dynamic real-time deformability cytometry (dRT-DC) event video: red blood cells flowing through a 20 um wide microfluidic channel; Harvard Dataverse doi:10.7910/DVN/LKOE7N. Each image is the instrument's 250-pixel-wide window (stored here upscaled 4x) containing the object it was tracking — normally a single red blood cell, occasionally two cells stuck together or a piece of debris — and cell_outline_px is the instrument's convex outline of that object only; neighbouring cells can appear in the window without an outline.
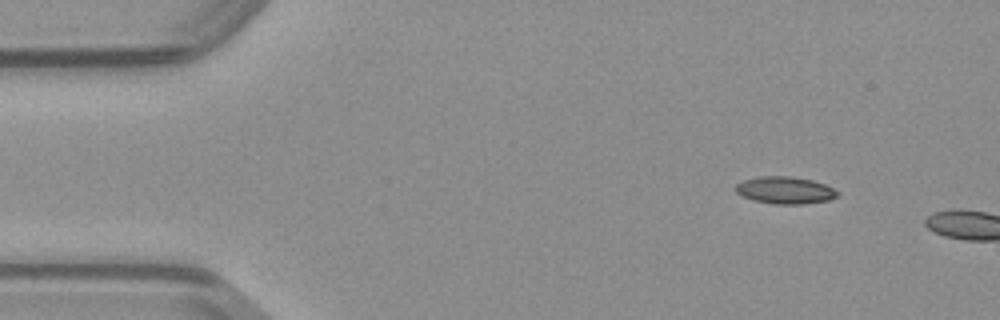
{"species": "common noctule bat (a hibernating species)", "species_latin": "Nyctalus noctula", "temperature_condition": "warm", "stored_images_in_passage": 3, "camera_frame_rate_fps": 3000, "um_per_image_px": 0.085, "animal": {"sex": "male", "body_mass_g": 23.1, "forearm_length_mm": 52.7}, "frame": {"image": 1, "passage_image": 1, "time_ms": 0.0, "image_size_px": [1000, 320], "cell_outline_px": [[840, 196], [828, 200], [804, 204], [776, 204], [752, 200], [736, 192], [736, 184], [744, 180], [760, 176], [792, 176], [812, 180], [824, 184], [840, 192]], "centroid_in_image_um": [66.76, 16.17], "position_along_channel_um": 18.2, "area_um2": 16.13}}